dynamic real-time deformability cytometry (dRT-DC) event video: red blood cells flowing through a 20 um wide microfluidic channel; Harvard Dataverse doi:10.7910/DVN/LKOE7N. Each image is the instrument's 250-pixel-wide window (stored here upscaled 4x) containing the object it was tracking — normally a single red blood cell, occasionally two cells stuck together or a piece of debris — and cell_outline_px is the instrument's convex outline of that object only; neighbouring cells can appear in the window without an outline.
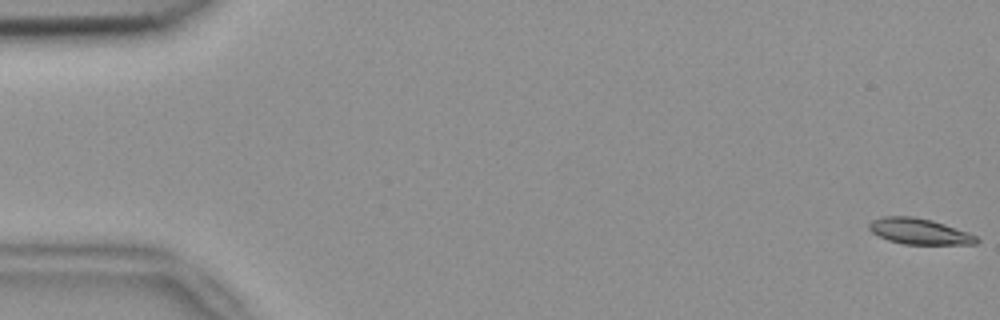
{"species": "common noctule bat (a hibernating species)", "species_latin": "Nyctalus noctula", "temperature_condition": "room temperature", "stored_images_in_passage": 54, "camera_frame_rate_fps": 3000, "um_per_image_px": 0.085, "animal": {"sex": "female", "body_mass_g": 18.4}, "frame": {"image": 1, "passage_image": 1, "time_ms": 0.0, "image_size_px": [1000, 320], "cell_outline_px": [[980, 240], [976, 244], [904, 244], [888, 240], [872, 232], [868, 228], [868, 224], [872, 220], [884, 216], [912, 216], [932, 220], [968, 232], [976, 236]], "centroid_in_image_um": [78.14, 19.66], "position_along_channel_um": 6.9, "area_um2": 16.13}}
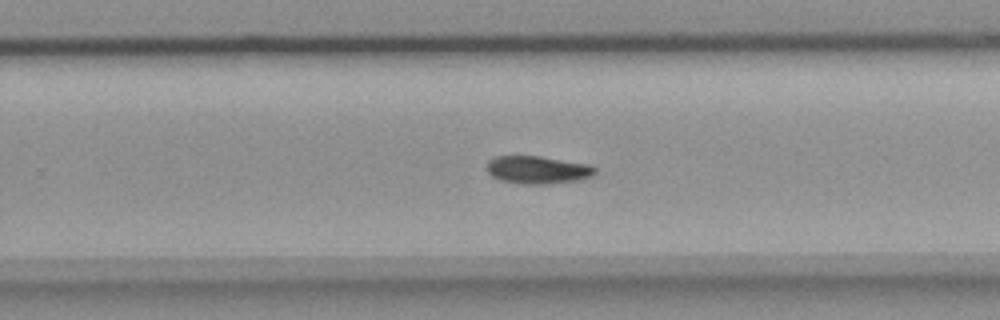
{"frame": {"image": 2, "passage_image": 35, "time_ms": 11.333, "image_size_px": [1000, 320], "cell_outline_px": [[596, 172], [592, 176], [580, 180], [544, 184], [520, 184], [500, 180], [492, 176], [488, 172], [488, 160], [496, 156], [540, 156], [592, 164], [596, 168]], "centroid_in_image_um": [45.74, 14.43], "position_along_channel_um": 284.1, "area_um2": 17.69}}
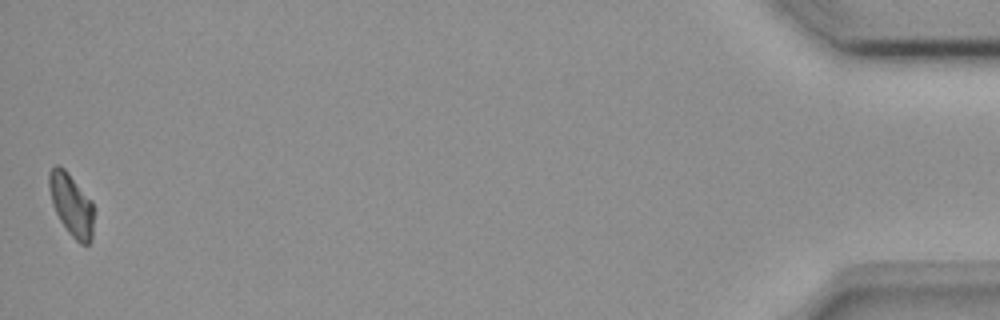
{"frame": {"image": 3, "passage_image": 54, "time_ms": 17.667, "image_size_px": [1000, 320], "cell_outline_px": [[92, 240], [88, 244], [80, 244], [68, 232], [60, 220], [52, 204], [48, 188], [48, 172], [56, 164], [60, 164], [68, 172], [92, 200]], "centroid_in_image_um": [6.04, 17.36], "position_along_channel_um": 429.2, "area_um2": 16.3}}